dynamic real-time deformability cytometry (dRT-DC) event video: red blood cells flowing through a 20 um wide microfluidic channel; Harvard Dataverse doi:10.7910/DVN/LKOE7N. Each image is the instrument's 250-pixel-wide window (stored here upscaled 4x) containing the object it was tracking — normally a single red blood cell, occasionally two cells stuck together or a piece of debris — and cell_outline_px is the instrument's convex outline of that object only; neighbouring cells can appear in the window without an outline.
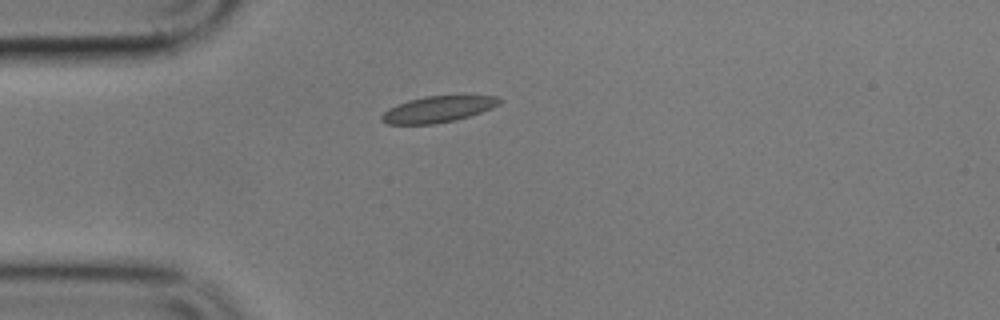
{"species": "common noctule bat (a hibernating species)", "species_latin": "Nyctalus noctula", "temperature_condition": "cold", "stored_images_in_passage": 43, "camera_frame_rate_fps": 3000, "um_per_image_px": 0.085, "animal": {"sex": "male", "body_mass_g": 17.9}, "frame": {"image": 1, "passage_image": 1, "time_ms": 0.0, "image_size_px": [1000, 320], "cell_outline_px": [[500, 104], [492, 108], [456, 120], [432, 124], [388, 124], [380, 120], [380, 116], [388, 108], [396, 104], [408, 100], [424, 96], [496, 96], [500, 100]], "centroid_in_image_um": [37.16, 9.29], "position_along_channel_um": 47.8, "area_um2": 17.86}}
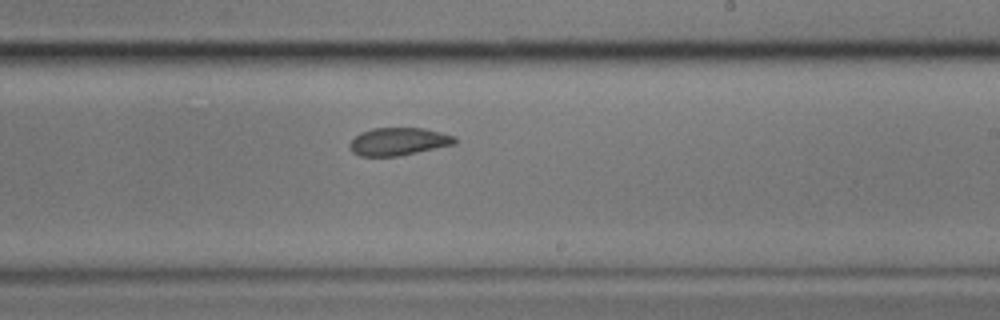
{"frame": {"image": 2, "passage_image": 20, "time_ms": 6.333, "image_size_px": [1000, 320], "cell_outline_px": [[456, 144], [396, 156], [360, 156], [352, 152], [348, 148], [348, 144], [360, 132], [372, 128], [424, 128], [456, 136]], "centroid_in_image_um": [33.85, 12.02], "position_along_channel_um": 255.2, "area_um2": 16.99}}
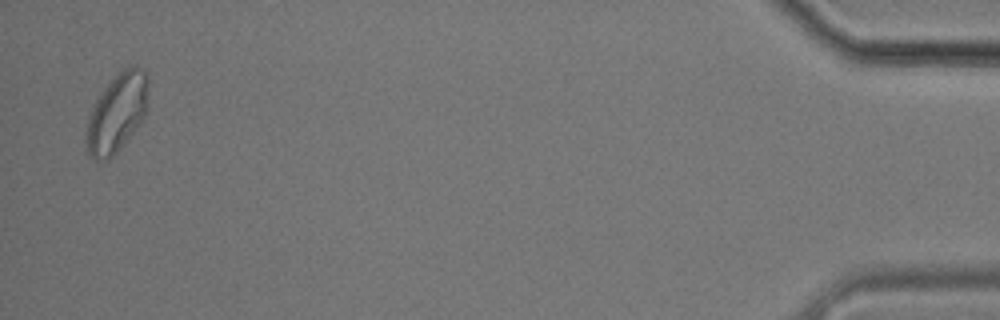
{"frame": {"image": 3, "passage_image": 42, "time_ms": 13.667, "image_size_px": [1000, 320], "cell_outline_px": [[148, 88], [144, 116], [132, 132], [116, 152], [108, 160], [96, 160], [88, 156], [84, 152], [84, 140], [88, 120], [96, 100], [104, 88], [124, 68], [132, 64], [136, 64], [144, 68], [148, 76]], "centroid_in_image_um": [9.91, 9.6], "position_along_channel_um": 425.3, "area_um2": 28.21}, "authors_computed_cell_mechanics": {"area_um2": 18.2648, "velocity_mm_per_s": 3.5006, "shape_relaxation_time_tau1_ms": null, "shape_relaxation_time_tau2_ms": 2.2832, "deformation_change_tau1": null, "deformation_change_tau2": 0.045}}